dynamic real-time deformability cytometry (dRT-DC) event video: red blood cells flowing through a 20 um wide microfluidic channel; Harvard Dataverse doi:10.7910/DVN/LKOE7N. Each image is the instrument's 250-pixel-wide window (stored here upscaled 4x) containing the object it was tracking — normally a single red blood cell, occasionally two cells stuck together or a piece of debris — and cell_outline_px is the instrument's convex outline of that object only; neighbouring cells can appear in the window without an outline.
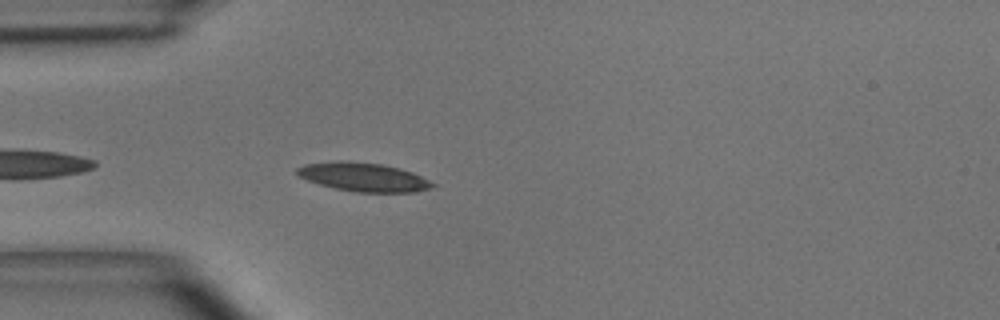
{"species": "common noctule bat (a hibernating species)", "species_latin": "Nyctalus noctula", "temperature_condition": "room temperature", "stored_images_in_passage": 7, "camera_frame_rate_fps": 3000, "um_per_image_px": 0.085, "animal": {"sex": "male", "body_mass_g": 15.6}, "frame": {"image": 1, "passage_image": 3, "time_ms": 0.667, "image_size_px": [1000, 320], "cell_outline_px": [[436, 184], [428, 188], [416, 192], [356, 192], [336, 188], [320, 184], [296, 176], [296, 168], [304, 164], [336, 160], [344, 160], [380, 164], [400, 168], [412, 172]], "centroid_in_image_um": [30.84, 15.03], "position_along_channel_um": 54.2, "area_um2": 22.6}}